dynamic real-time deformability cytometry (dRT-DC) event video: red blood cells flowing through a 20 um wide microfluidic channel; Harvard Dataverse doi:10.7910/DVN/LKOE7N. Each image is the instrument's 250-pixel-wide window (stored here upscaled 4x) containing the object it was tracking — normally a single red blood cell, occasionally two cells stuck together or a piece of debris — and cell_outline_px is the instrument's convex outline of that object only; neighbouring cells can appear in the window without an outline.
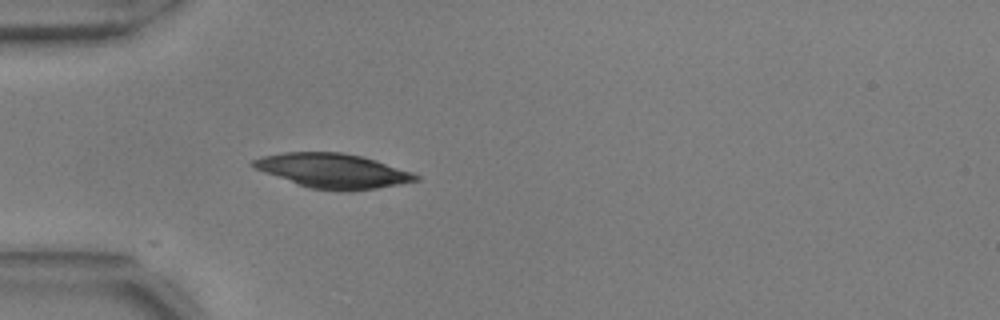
{"species": "common noctule bat (a hibernating species)", "species_latin": "Nyctalus noctula", "temperature_condition": "warm", "stored_images_in_passage": 39, "camera_frame_rate_fps": 3000, "um_per_image_px": 0.085, "animal": {"sex": "male", "body_mass_g": 17.9, "forearm_length_mm": 54.2}, "frame": {"image": 1, "passage_image": 1, "time_ms": 0.0, "image_size_px": [1000, 320], "cell_outline_px": [[420, 180], [400, 184], [352, 192], [340, 192], [308, 188], [264, 172], [248, 164], [252, 160], [264, 156], [284, 152], [340, 152], [364, 156], [412, 172], [420, 176]], "centroid_in_image_um": [28.31, 14.53], "position_along_channel_um": 56.7, "area_um2": 32.95}}
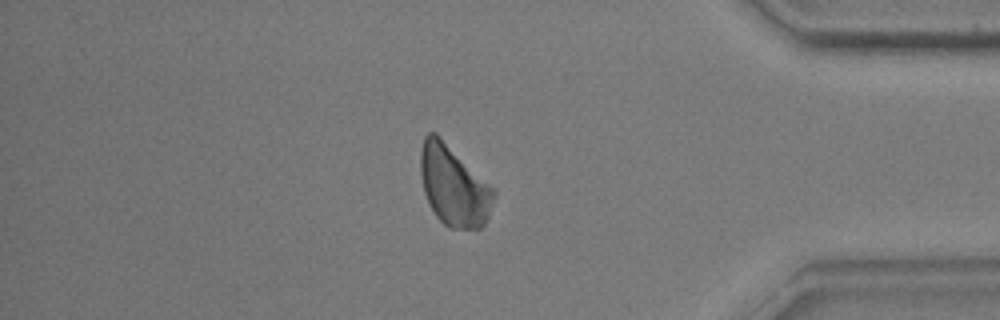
{"frame": {"image": 2, "passage_image": 31, "time_ms": 10.0, "image_size_px": [1000, 320], "cell_outline_px": [[496, 196], [488, 216], [484, 224], [480, 228], [448, 228], [436, 216], [428, 204], [424, 192], [420, 172], [420, 148], [424, 136], [428, 132], [436, 132], [496, 188]], "centroid_in_image_um": [38.58, 15.76], "position_along_channel_um": 396.6, "area_um2": 34.91}}
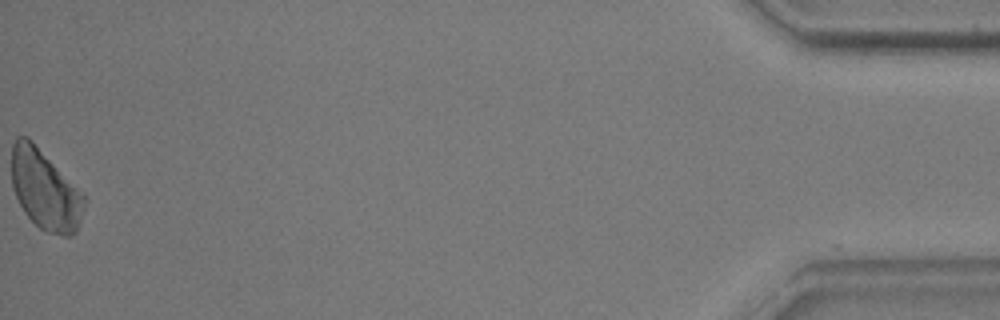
{"frame": {"image": 3, "passage_image": 39, "time_ms": 12.667, "image_size_px": [1000, 320], "cell_outline_px": [[88, 200], [76, 232], [72, 236], [64, 236], [48, 232], [40, 228], [24, 212], [12, 188], [12, 144], [16, 136], [28, 136], [88, 196]], "centroid_in_image_um": [3.88, 16.12], "position_along_channel_um": 431.3, "area_um2": 34.45}}